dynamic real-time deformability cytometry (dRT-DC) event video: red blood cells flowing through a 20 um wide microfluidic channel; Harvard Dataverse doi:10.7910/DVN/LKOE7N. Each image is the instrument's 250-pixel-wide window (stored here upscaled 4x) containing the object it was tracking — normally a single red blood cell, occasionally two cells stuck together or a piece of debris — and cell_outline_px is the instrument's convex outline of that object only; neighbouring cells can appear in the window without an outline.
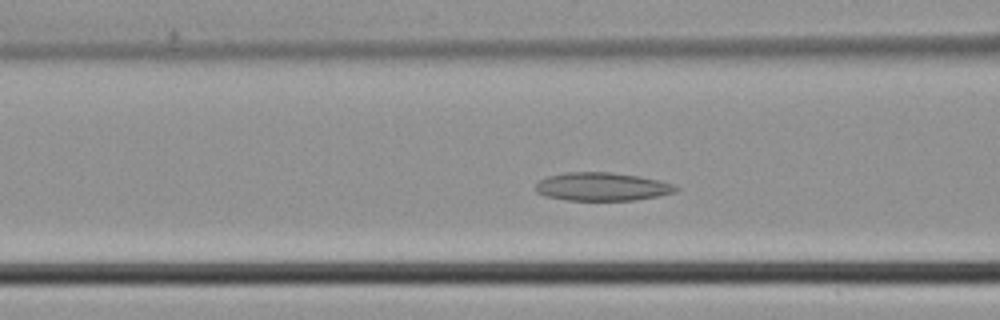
{"species": "common noctule bat (a hibernating species)", "species_latin": "Nyctalus noctula", "temperature_condition": "cold", "stored_images_in_passage": 37, "camera_frame_rate_fps": 3000, "um_per_image_px": 0.085, "animal": {"sex": "male", "body_mass_g": 21.5, "forearm_length_mm": 52.0}, "frame": {"image": 1, "passage_image": 9, "time_ms": 2.667, "image_size_px": [1000, 320], "cell_outline_px": [[680, 188], [676, 192], [636, 200], [568, 200], [544, 196], [536, 192], [536, 184], [540, 180], [548, 176], [564, 172], [612, 172], [640, 176], [660, 180], [672, 184]], "centroid_in_image_um": [51.18, 15.86], "position_along_channel_um": 115.4, "area_um2": 23.18}}
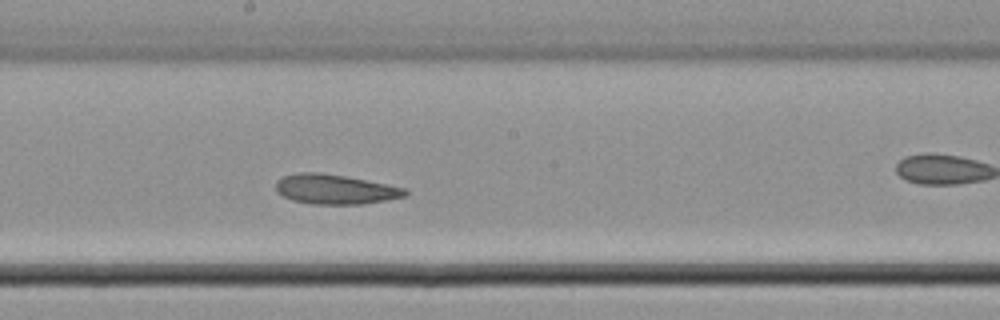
{"frame": {"image": 2, "passage_image": 16, "time_ms": 5.0, "image_size_px": [1000, 320], "cell_outline_px": [[408, 196], [360, 204], [312, 204], [292, 200], [276, 192], [276, 180], [280, 176], [300, 172], [320, 172], [344, 176], [404, 188], [408, 192]], "centroid_in_image_um": [28.42, 16.08], "position_along_channel_um": 219.8, "area_um2": 22.25}}
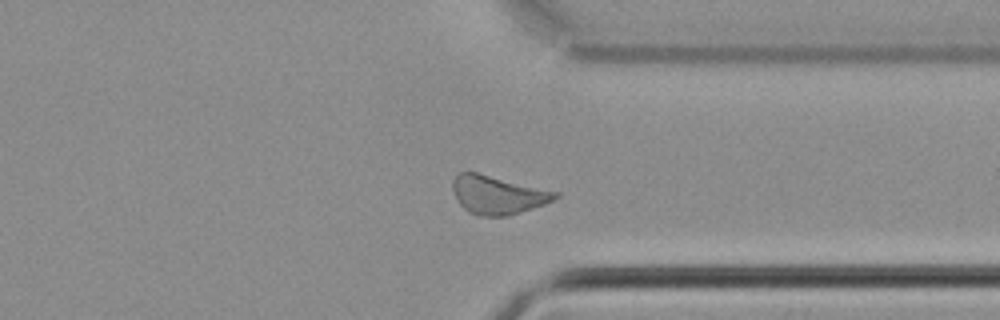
{"frame": {"image": 3, "passage_image": 26, "time_ms": 8.333, "image_size_px": [1000, 320], "cell_outline_px": [[560, 196], [556, 200], [508, 216], [476, 216], [468, 212], [456, 200], [452, 188], [452, 180], [460, 172], [476, 172], [560, 192]], "centroid_in_image_um": [42.31, 16.57], "position_along_channel_um": 369.1, "area_um2": 23.12}}